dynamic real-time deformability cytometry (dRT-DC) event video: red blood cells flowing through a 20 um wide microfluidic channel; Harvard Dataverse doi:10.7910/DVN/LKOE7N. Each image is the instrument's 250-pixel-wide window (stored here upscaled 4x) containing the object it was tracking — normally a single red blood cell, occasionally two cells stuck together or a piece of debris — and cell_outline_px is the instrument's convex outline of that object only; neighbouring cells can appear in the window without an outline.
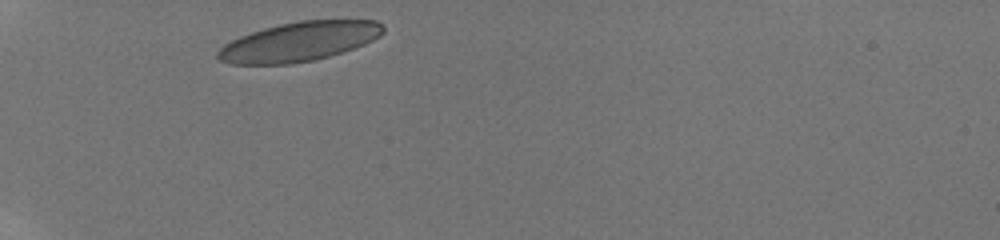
{"species": "human", "species_latin": "Homo sapiens", "temperature_condition": "room temperature", "stored_images_in_passage": 31, "camera_frame_rate_fps": 3000, "um_per_image_px": 0.085, "donor": {"sex": "male"}, "frame": {"image": 1, "passage_image": 1, "time_ms": 0.0, "image_size_px": [1000, 240], "cell_outline_px": [[384, 32], [380, 36], [364, 44], [328, 56], [312, 60], [288, 64], [232, 64], [220, 60], [216, 56], [216, 52], [224, 44], [240, 36], [264, 28], [280, 24], [300, 20], [376, 20], [384, 24]], "centroid_in_image_um": [25.43, 3.53], "position_along_channel_um": 59.6, "area_um2": 37.63}}
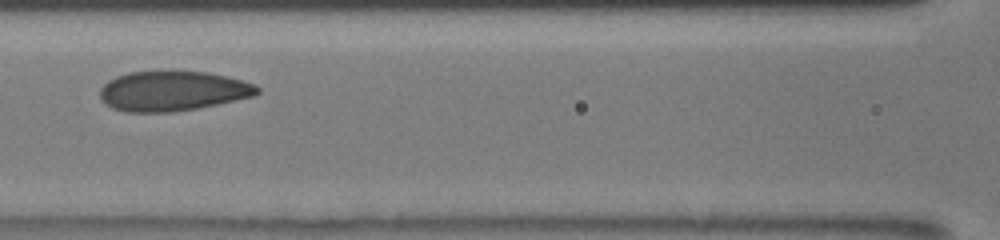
{"frame": {"image": 2, "passage_image": 10, "time_ms": 3.0, "image_size_px": [1000, 240], "cell_outline_px": [[260, 92], [256, 96], [196, 108], [172, 112], [124, 112], [112, 108], [100, 96], [100, 88], [108, 80], [116, 76], [128, 72], [208, 72], [256, 84], [260, 88]], "centroid_in_image_um": [14.69, 7.74], "position_along_channel_um": 151.9, "area_um2": 36.3}}
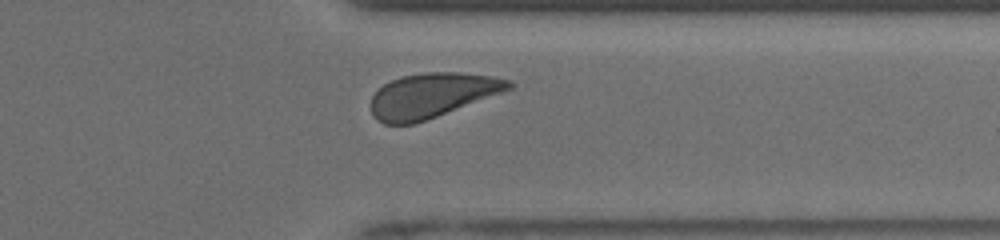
{"frame": {"image": 3, "passage_image": 27, "time_ms": 8.667, "image_size_px": [1000, 240], "cell_outline_px": [[516, 84], [512, 88], [436, 116], [412, 124], [384, 124], [376, 120], [372, 112], [372, 96], [384, 84], [392, 80], [404, 76], [424, 72], [460, 72], [492, 76], [508, 80]], "centroid_in_image_um": [36.71, 8.09], "position_along_channel_um": 374.7, "area_um2": 35.2}, "authors_computed_cell_mechanics": {"area_um2": 36.5874, "velocity_mm_per_s": 3.9244, "shape_relaxation_time_tau1_ms": 2.2115, "shape_relaxation_time_tau2_ms": 1.0713, "deformation_change_tau1": 0.0826, "deformation_change_tau2": 0.0513}}